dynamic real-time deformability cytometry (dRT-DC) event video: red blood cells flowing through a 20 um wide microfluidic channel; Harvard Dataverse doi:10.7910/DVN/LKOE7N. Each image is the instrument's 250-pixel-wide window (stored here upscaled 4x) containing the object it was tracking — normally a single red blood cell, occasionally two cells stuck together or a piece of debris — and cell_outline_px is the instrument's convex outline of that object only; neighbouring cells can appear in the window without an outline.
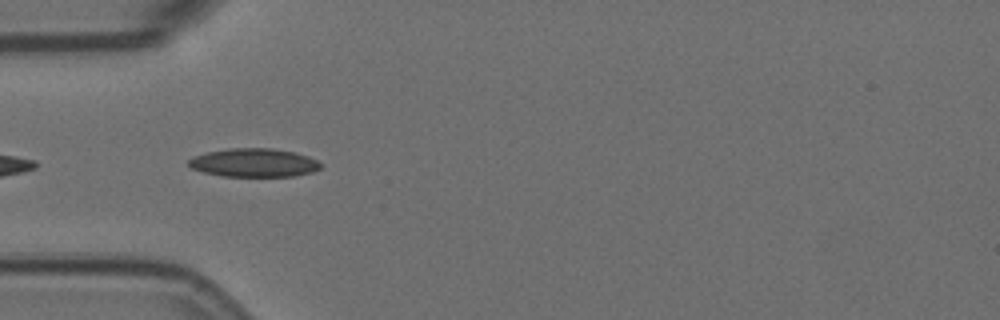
{"species": "Egyptian fruit bat (a non-hibernating species)", "species_latin": "Rousettus aegyptiacus", "temperature_condition": "room temperature", "stored_images_in_passage": 5, "camera_frame_rate_fps": 3000, "um_per_image_px": 0.085, "animal": {"sex": "female"}, "frame": {"image": 1, "passage_image": 2, "time_ms": 0.333, "image_size_px": [1000, 320], "cell_outline_px": [[320, 168], [312, 172], [292, 176], [220, 176], [204, 172], [192, 168], [188, 164], [188, 160], [196, 156], [208, 152], [228, 148], [272, 148], [296, 152], [308, 156], [316, 160], [320, 164]], "centroid_in_image_um": [21.59, 13.82], "position_along_channel_um": 63.4, "area_um2": 21.79}}
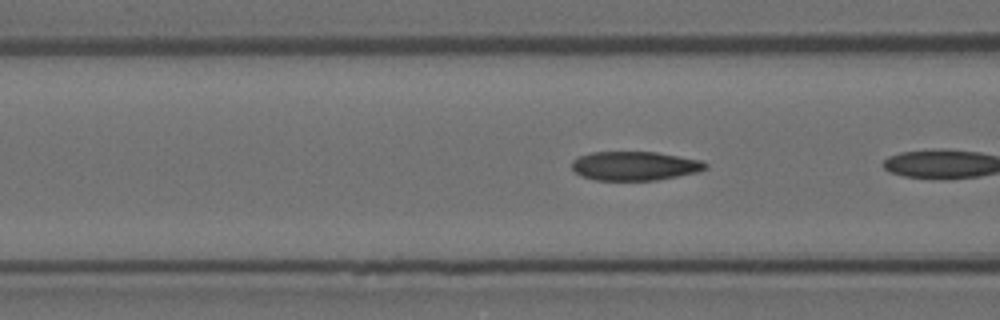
{"frame": {"image": 2, "passage_image": 4, "time_ms": 1.0, "image_size_px": [1000, 320], "cell_outline_px": [[708, 168], [700, 172], [656, 180], [596, 180], [580, 176], [572, 168], [572, 160], [580, 156], [592, 152], [656, 152], [700, 160], [708, 164]], "centroid_in_image_um": [53.97, 14.1], "position_along_channel_um": 112.6, "area_um2": 22.6}}